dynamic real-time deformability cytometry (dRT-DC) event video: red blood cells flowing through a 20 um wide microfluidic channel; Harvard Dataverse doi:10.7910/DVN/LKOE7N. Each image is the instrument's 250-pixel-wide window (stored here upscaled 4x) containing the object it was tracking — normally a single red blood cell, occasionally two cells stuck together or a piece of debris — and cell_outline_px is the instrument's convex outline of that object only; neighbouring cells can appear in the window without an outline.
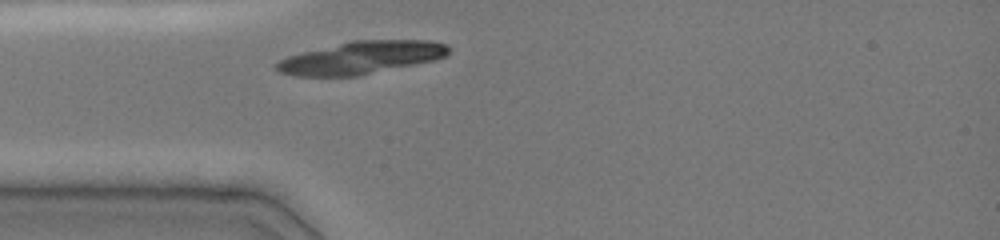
{"species": "common noctule bat (a hibernating species)", "species_latin": "Nyctalus noctula", "temperature_condition": "cold", "stored_images_in_passage": 1, "camera_frame_rate_fps": 3000, "um_per_image_px": 0.085, "animal": {"sex": "female", "body_mass_g": 19.0, "forearm_length_mm": 51.5}, "frame": {"image": 1, "passage_image": 1, "time_ms": 0.0, "image_size_px": [1000, 240], "cell_outline_px": [[452, 48], [444, 56], [436, 60], [360, 76], [296, 76], [280, 72], [272, 64], [288, 56], [348, 40], [428, 40], [444, 44]], "centroid_in_image_um": [30.7, 4.9], "position_along_channel_um": 54.3, "area_um2": 32.95}}